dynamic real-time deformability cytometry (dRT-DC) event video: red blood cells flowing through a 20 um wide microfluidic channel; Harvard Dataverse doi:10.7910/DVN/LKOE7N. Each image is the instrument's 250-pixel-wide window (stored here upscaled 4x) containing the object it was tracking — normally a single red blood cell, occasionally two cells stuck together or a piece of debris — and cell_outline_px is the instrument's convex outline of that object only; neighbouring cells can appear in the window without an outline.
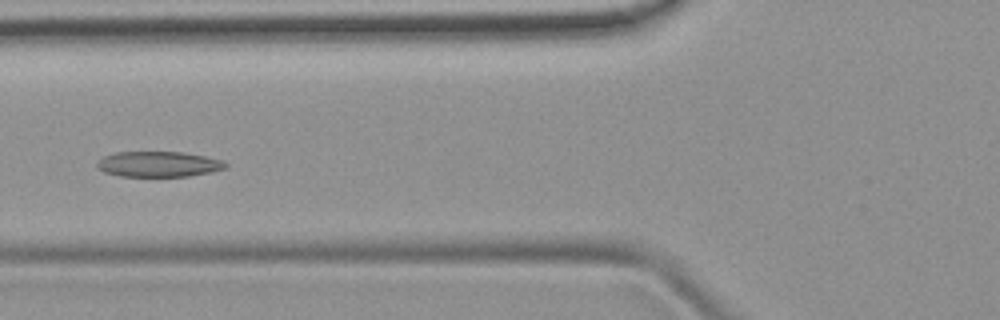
{"species": "common noctule bat (a hibernating species)", "species_latin": "Nyctalus noctula", "temperature_condition": "room temperature", "stored_images_in_passage": 4, "camera_frame_rate_fps": 3000, "um_per_image_px": 0.085, "animal": {"sex": "female", "body_mass_g": 19.9}, "frame": {"image": 1, "passage_image": 4, "time_ms": 3.333, "image_size_px": [1000, 320], "cell_outline_px": [[228, 164], [224, 168], [212, 172], [188, 176], [120, 176], [104, 172], [96, 168], [96, 164], [104, 156], [116, 152], [184, 152], [224, 160]], "centroid_in_image_um": [13.48, 13.95], "position_along_channel_um": 112.3, "area_um2": 19.07}}